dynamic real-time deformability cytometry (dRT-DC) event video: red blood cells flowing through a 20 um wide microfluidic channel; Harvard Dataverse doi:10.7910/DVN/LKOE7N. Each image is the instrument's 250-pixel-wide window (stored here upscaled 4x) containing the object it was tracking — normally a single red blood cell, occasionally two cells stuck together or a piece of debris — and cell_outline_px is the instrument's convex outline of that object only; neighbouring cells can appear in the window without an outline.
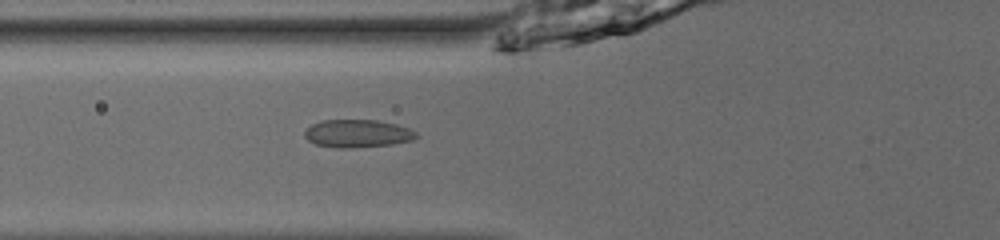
{"species": "common noctule bat (a hibernating species)", "species_latin": "Nyctalus noctula", "temperature_condition": "room temperature", "stored_images_in_passage": 53, "camera_frame_rate_fps": 3000, "um_per_image_px": 0.085, "animal": {"sex": "male", "body_mass_g": 13.0, "forearm_length_mm": 53.1}, "frame": {"image": 1, "passage_image": 22, "time_ms": 7.0, "image_size_px": [1000, 240], "cell_outline_px": [[420, 136], [412, 140], [392, 144], [348, 148], [340, 148], [316, 144], [308, 140], [304, 136], [304, 132], [312, 124], [320, 120], [376, 120], [396, 124], [408, 128], [416, 132]], "centroid_in_image_um": [30.39, 11.34], "position_along_channel_um": 95.4, "area_um2": 18.03}}
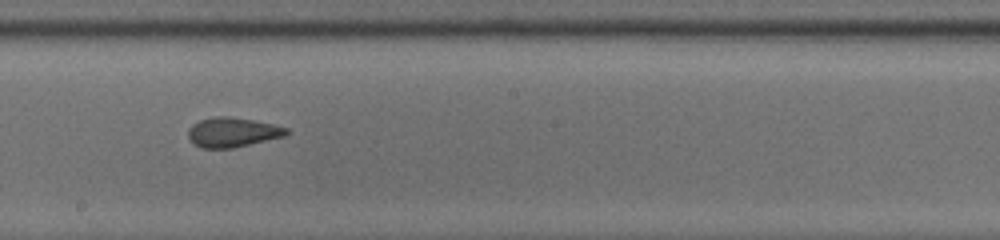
{"frame": {"image": 2, "passage_image": 32, "time_ms": 10.333, "image_size_px": [1000, 240], "cell_outline_px": [[292, 132], [284, 136], [232, 148], [200, 148], [188, 136], [188, 128], [192, 124], [200, 120], [216, 116], [228, 116], [252, 120], [272, 124], [288, 128]], "centroid_in_image_um": [19.77, 11.24], "position_along_channel_um": 228.4, "area_um2": 16.82}}
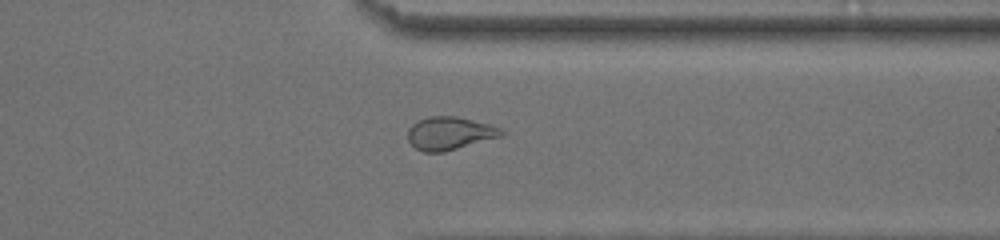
{"frame": {"image": 3, "passage_image": 43, "time_ms": 14.0, "image_size_px": [1000, 240], "cell_outline_px": [[504, 136], [444, 152], [424, 152], [416, 148], [408, 140], [408, 128], [416, 120], [428, 116], [456, 116], [488, 124], [500, 128], [504, 132]], "centroid_in_image_um": [38.21, 11.33], "position_along_channel_um": 373.2, "area_um2": 18.09}, "authors_computed_cell_mechanics": {"area_um2": 18.3804, "velocity_mm_per_s": 3.9605, "shape_relaxation_time_tau1_ms": 4.107, "shape_relaxation_time_tau2_ms": 0.8639, "deformation_change_tau1": 0.137, "deformation_change_tau2": 0.0613}}